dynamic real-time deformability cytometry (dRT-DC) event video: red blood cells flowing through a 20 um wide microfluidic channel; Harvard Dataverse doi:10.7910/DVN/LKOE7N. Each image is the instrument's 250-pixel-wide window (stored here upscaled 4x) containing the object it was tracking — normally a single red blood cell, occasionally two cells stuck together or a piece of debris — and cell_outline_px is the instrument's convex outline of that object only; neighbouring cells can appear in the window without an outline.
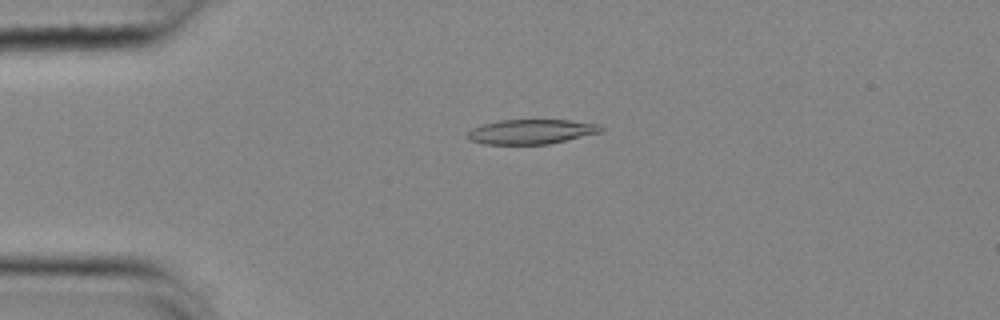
{"species": "common noctule bat (a hibernating species)", "species_latin": "Nyctalus noctula", "temperature_condition": "cold", "stored_images_in_passage": 55, "camera_frame_rate_fps": 3000, "um_per_image_px": 0.085, "animal": {"sex": "female", "body_mass_g": 25.1}, "frame": {"image": 1, "passage_image": 13, "time_ms": 4.0, "image_size_px": [1000, 320], "cell_outline_px": [[604, 128], [600, 132], [548, 144], [484, 144], [468, 140], [468, 132], [472, 128], [484, 124], [500, 120], [568, 120], [600, 124]], "centroid_in_image_um": [45.14, 11.19], "position_along_channel_um": 39.9, "area_um2": 19.02}}
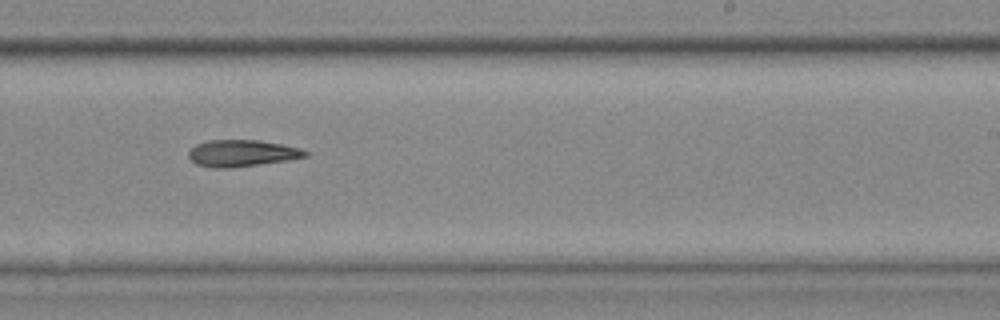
{"frame": {"image": 2, "passage_image": 34, "time_ms": 11.0, "image_size_px": [1000, 320], "cell_outline_px": [[308, 156], [288, 160], [232, 168], [212, 168], [196, 164], [188, 156], [188, 152], [196, 144], [208, 140], [260, 140], [300, 148], [308, 152]], "centroid_in_image_um": [20.55, 13.03], "position_along_channel_um": 268.5, "area_um2": 18.15}}
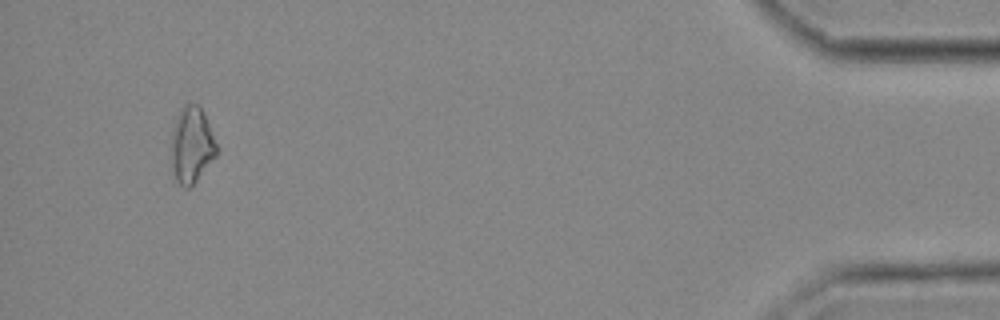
{"frame": {"image": 3, "passage_image": 52, "time_ms": 17.0, "image_size_px": [1000, 320], "cell_outline_px": [[216, 156], [196, 180], [188, 188], [184, 188], [176, 180], [172, 172], [172, 128], [180, 108], [184, 104], [196, 104], [200, 108], [208, 124], [216, 144]], "centroid_in_image_um": [16.26, 12.34], "position_along_channel_um": 418.9, "area_um2": 19.65}}